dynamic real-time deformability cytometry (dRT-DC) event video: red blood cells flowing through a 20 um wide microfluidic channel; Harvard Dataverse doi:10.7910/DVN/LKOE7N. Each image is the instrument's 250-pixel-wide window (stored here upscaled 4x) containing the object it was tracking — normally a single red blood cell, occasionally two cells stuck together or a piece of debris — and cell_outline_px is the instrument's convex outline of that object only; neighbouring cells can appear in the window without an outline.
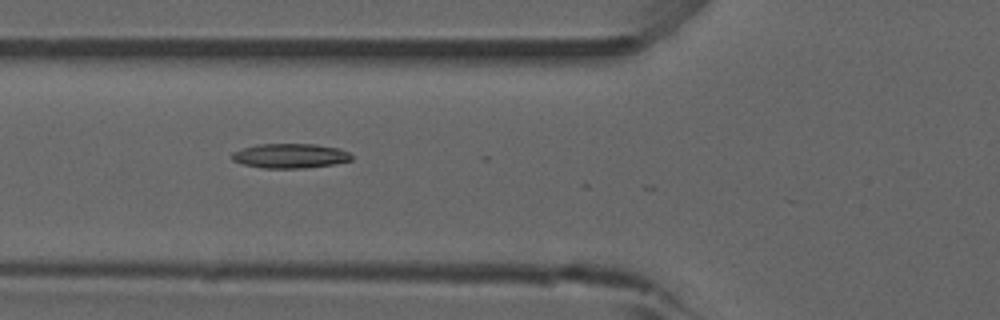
{"species": "common noctule bat (a hibernating species)", "species_latin": "Nyctalus noctula", "temperature_condition": "room temperature", "stored_images_in_passage": 18, "camera_frame_rate_fps": 3000, "um_per_image_px": 0.085, "animal": {"sex": "male", "forearm_length_mm": 52.5}, "frame": {"image": 1, "passage_image": 15, "time_ms": 4.667, "image_size_px": [1000, 320], "cell_outline_px": [[352, 160], [332, 164], [304, 168], [264, 168], [244, 164], [232, 160], [228, 156], [232, 152], [256, 144], [316, 144], [340, 148], [348, 152], [352, 156]], "centroid_in_image_um": [24.64, 13.24], "position_along_channel_um": 101.2, "area_um2": 17.17}}